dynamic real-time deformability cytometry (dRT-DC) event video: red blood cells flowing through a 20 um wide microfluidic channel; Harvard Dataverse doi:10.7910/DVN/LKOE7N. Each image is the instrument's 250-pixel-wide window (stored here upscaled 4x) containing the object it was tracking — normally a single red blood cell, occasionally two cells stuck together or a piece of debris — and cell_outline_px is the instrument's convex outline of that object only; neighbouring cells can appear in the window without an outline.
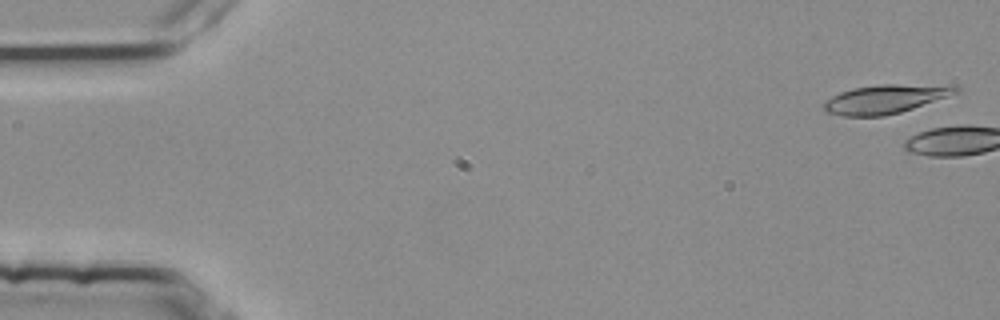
{"species": "common noctule bat (a hibernating species)", "species_latin": "Nyctalus noctula", "temperature_condition": "room temperature", "stored_images_in_passage": 5, "camera_frame_rate_fps": 3000, "um_per_image_px": 0.085, "animal": {"sex": "female", "body_mass_g": 25.1}, "frame": {"image": 1, "passage_image": 2, "time_ms": 0.333, "image_size_px": [1000, 320], "cell_outline_px": [[960, 92], [900, 112], [884, 116], [844, 116], [824, 112], [820, 104], [832, 96], [840, 92], [852, 88], [880, 84], [896, 84], [960, 88]], "centroid_in_image_um": [75.09, 8.44], "position_along_channel_um": 9.9, "area_um2": 21.73}}